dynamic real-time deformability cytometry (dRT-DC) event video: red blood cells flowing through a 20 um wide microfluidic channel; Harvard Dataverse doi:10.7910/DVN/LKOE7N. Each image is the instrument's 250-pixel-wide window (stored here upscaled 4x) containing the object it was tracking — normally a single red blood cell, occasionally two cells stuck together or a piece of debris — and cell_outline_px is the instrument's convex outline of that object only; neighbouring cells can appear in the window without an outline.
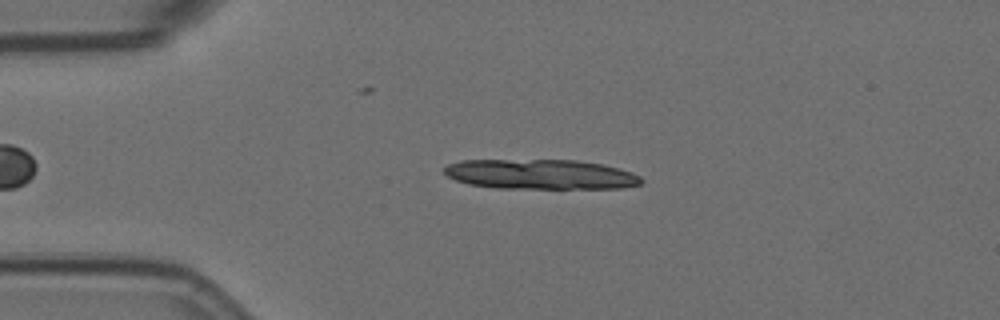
{"species": "Egyptian fruit bat (a non-hibernating species)", "species_latin": "Rousettus aegyptiacus", "temperature_condition": "room temperature", "stored_images_in_passage": 6, "camera_frame_rate_fps": 3000, "um_per_image_px": 0.085, "animal": {"sex": "female"}, "frame": {"image": 1, "passage_image": 4, "time_ms": 1.0, "image_size_px": [1000, 320], "cell_outline_px": [[644, 180], [640, 184], [624, 188], [496, 188], [468, 184], [456, 180], [448, 176], [444, 172], [444, 168], [448, 164], [460, 160], [576, 160], [604, 164], [620, 168], [632, 172], [640, 176]], "centroid_in_image_um": [45.98, 14.81], "position_along_channel_um": 39.0, "area_um2": 34.51}}